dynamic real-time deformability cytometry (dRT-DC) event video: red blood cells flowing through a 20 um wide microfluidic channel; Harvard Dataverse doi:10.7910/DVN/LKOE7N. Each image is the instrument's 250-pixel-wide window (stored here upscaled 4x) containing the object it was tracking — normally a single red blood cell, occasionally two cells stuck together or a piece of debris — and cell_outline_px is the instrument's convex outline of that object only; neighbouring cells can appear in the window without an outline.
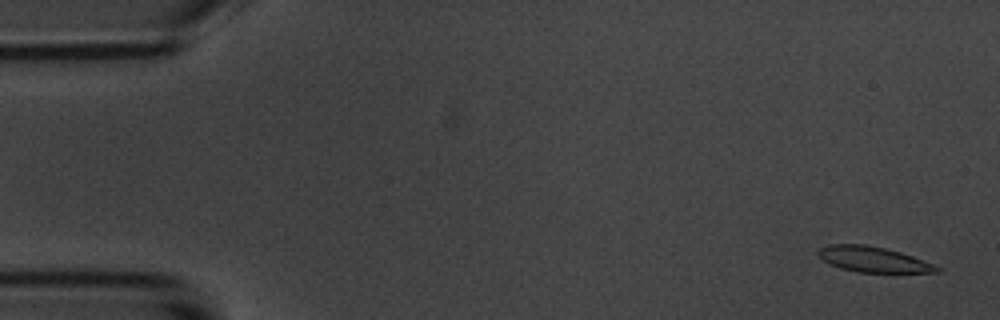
{"species": "common noctule bat (a hibernating species)", "species_latin": "Nyctalus noctula", "temperature_condition": "room temperature", "stored_images_in_passage": 5, "camera_frame_rate_fps": 3000, "um_per_image_px": 0.085, "animal": {"sex": "male", "body_mass_g": 20.1, "forearm_length_mm": 53.5}, "frame": {"image": 1, "passage_image": 1, "time_ms": 0.0, "image_size_px": [1000, 320], "cell_outline_px": [[940, 272], [856, 272], [840, 268], [824, 260], [816, 252], [820, 248], [828, 244], [864, 244], [884, 248], [900, 252], [912, 256], [932, 264], [940, 268]], "centroid_in_image_um": [74.19, 22.04], "position_along_channel_um": 10.8, "area_um2": 17.28}}